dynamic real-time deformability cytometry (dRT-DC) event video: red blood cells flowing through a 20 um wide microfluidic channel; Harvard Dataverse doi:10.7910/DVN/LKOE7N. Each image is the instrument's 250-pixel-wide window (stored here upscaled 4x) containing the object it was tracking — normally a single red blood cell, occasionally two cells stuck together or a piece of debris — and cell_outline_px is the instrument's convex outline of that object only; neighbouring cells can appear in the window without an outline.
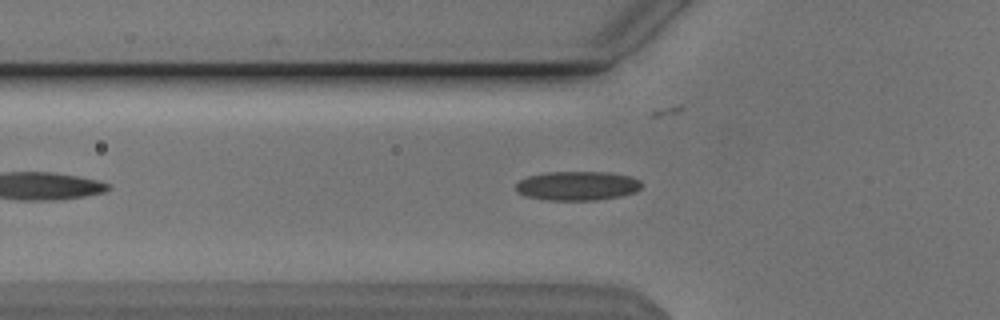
{"species": "Egyptian fruit bat (a non-hibernating species)", "species_latin": "Rousettus aegyptiacus", "temperature_condition": "cold", "stored_images_in_passage": 38, "camera_frame_rate_fps": 3000, "um_per_image_px": 0.085, "animal": {"sex": "male"}, "frame": {"image": 1, "passage_image": 9, "time_ms": 2.667, "image_size_px": [1000, 320], "cell_outline_px": [[640, 188], [636, 192], [620, 196], [596, 200], [548, 200], [528, 196], [520, 192], [516, 188], [516, 184], [520, 180], [528, 176], [544, 172], [608, 172], [632, 176], [640, 180]], "centroid_in_image_um": [49.11, 15.78], "position_along_channel_um": 76.7, "area_um2": 21.27}}
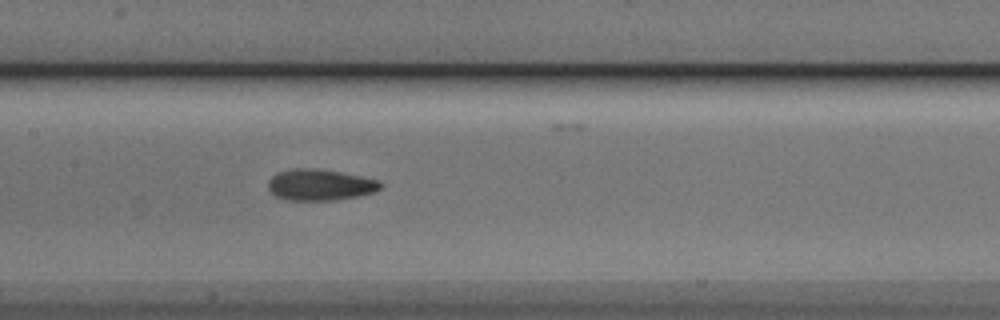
{"frame": {"image": 2, "passage_image": 17, "time_ms": 5.333, "image_size_px": [1000, 320], "cell_outline_px": [[384, 184], [376, 192], [336, 200], [284, 200], [276, 196], [268, 188], [268, 180], [276, 172], [292, 168], [316, 168], [340, 172], [380, 180]], "centroid_in_image_um": [27.2, 15.7], "position_along_channel_um": 180.2, "area_um2": 20.63}}
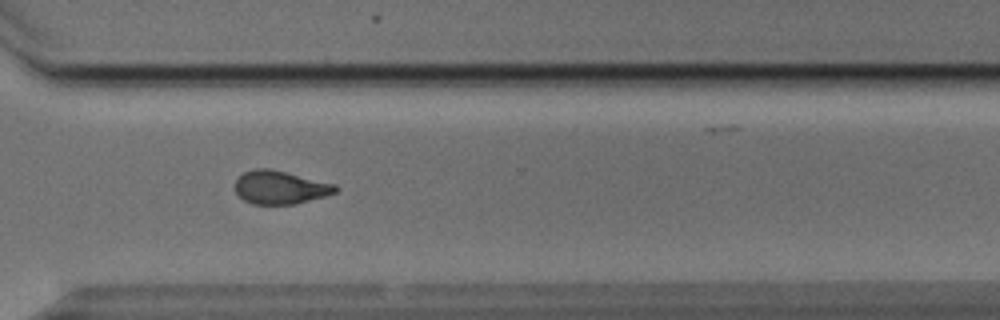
{"frame": {"image": 3, "passage_image": 30, "time_ms": 9.667, "image_size_px": [1000, 320], "cell_outline_px": [[340, 188], [336, 192], [324, 196], [296, 204], [252, 204], [244, 200], [236, 192], [236, 180], [244, 172], [256, 168], [268, 168], [336, 184]], "centroid_in_image_um": [23.83, 15.93], "position_along_channel_um": 346.8, "area_um2": 19.31}}